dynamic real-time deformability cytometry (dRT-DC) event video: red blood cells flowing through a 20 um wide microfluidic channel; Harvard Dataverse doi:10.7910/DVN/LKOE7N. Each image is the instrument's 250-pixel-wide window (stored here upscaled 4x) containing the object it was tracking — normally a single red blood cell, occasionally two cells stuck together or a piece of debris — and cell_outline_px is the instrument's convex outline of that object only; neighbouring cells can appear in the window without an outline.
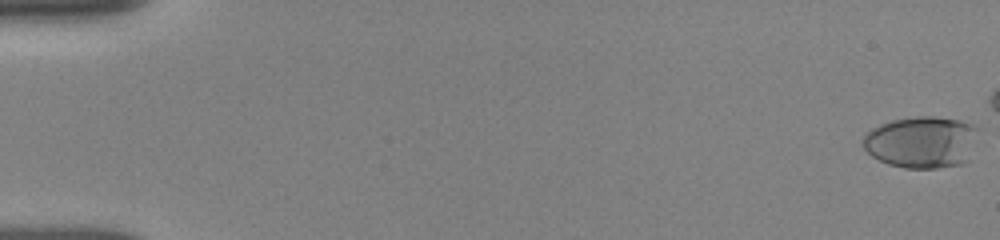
{"species": "human", "species_latin": "Homo sapiens", "temperature_condition": "room temperature", "stored_images_in_passage": 12, "camera_frame_rate_fps": 3000, "um_per_image_px": 0.085, "donor": {"sex": "female"}, "frame": {"image": 1, "passage_image": 1, "time_ms": 0.0, "image_size_px": [1000, 240], "cell_outline_px": [[984, 128], [968, 160], [964, 164], [936, 168], [904, 168], [888, 164], [872, 156], [864, 148], [864, 136], [872, 128], [880, 124], [892, 120], [916, 116], [932, 116], [960, 120]], "centroid_in_image_um": [78.45, 12.07], "position_along_channel_um": 6.6, "area_um2": 35.49}}
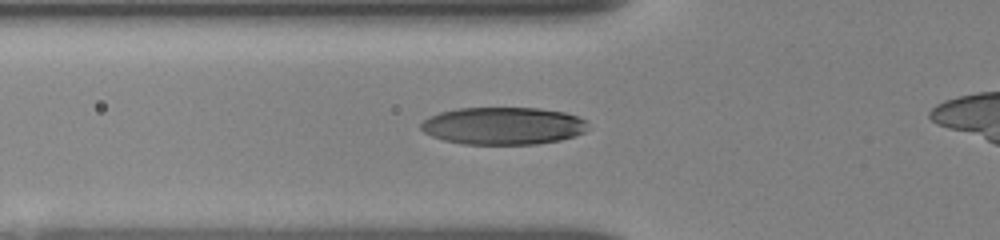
{"frame": {"image": 2, "passage_image": 10, "time_ms": 6.333, "image_size_px": [1000, 240], "cell_outline_px": [[588, 120], [584, 132], [560, 140], [536, 144], [460, 144], [444, 140], [432, 136], [424, 132], [420, 128], [420, 124], [424, 120], [440, 112], [456, 108], [540, 108], [564, 112]], "centroid_in_image_um": [42.75, 10.69], "position_along_channel_um": 83.0, "area_um2": 36.41}}
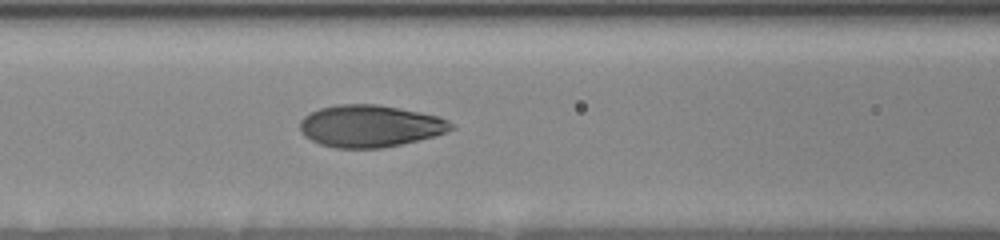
{"frame": {"image": 3, "passage_image": 12, "time_ms": 7.667, "image_size_px": [1000, 240], "cell_outline_px": [[456, 128], [436, 136], [400, 144], [380, 148], [336, 148], [320, 144], [304, 136], [300, 132], [300, 120], [304, 116], [320, 108], [336, 104], [376, 104], [440, 116], [456, 124]], "centroid_in_image_um": [31.48, 10.71], "position_along_channel_um": 135.1, "area_um2": 37.17}}